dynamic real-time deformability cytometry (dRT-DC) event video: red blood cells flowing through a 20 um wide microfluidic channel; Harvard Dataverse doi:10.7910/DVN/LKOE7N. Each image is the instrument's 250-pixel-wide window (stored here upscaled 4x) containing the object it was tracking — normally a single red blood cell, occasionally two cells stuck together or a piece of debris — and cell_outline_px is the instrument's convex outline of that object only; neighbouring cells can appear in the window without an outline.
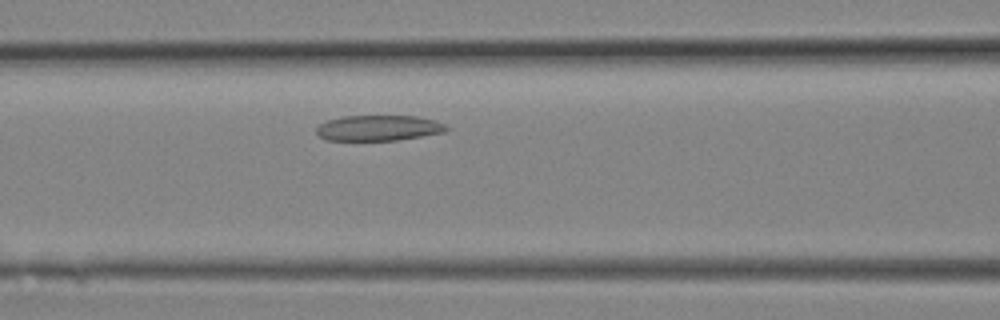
{"species": "Egyptian fruit bat (a non-hibernating species)", "species_latin": "Rousettus aegyptiacus", "temperature_condition": "room temperature", "stored_images_in_passage": 4, "camera_frame_rate_fps": 3000, "um_per_image_px": 0.085, "animal": {"sex": "female"}, "frame": {"image": 1, "passage_image": 4, "time_ms": 1.0, "image_size_px": [1000, 320], "cell_outline_px": [[448, 128], [444, 132], [396, 140], [324, 140], [316, 132], [316, 128], [320, 124], [328, 120], [344, 116], [416, 116], [436, 120], [448, 124]], "centroid_in_image_um": [32.19, 10.87], "position_along_channel_um": 134.4, "area_um2": 19.31}}